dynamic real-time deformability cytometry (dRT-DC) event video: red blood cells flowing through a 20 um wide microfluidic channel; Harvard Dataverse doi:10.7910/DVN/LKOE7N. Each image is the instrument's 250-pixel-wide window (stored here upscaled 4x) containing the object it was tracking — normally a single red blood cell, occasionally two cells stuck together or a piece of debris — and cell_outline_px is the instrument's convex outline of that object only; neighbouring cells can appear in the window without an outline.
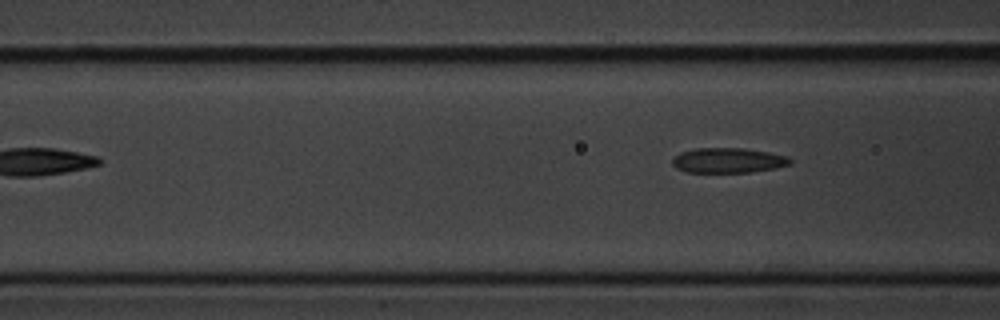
{"species": "common noctule bat (a hibernating species)", "species_latin": "Nyctalus noctula", "temperature_condition": "cold", "stored_images_in_passage": 7, "segment_of_instrument_passage": [1, 2], "camera_frame_rate_fps": 3000, "um_per_image_px": 0.085, "animal": {"sex": "male", "body_mass_g": 20.1, "forearm_length_mm": 53.5}, "frame": {"image": 1, "passage_image": 5, "time_ms": 1.333, "image_size_px": [1000, 320], "cell_outline_px": [[792, 164], [776, 168], [752, 172], [688, 172], [676, 168], [672, 164], [672, 160], [680, 152], [696, 148], [744, 148], [768, 152], [788, 156], [792, 160]], "centroid_in_image_um": [61.92, 13.63], "position_along_channel_um": 104.7, "area_um2": 17.22}}
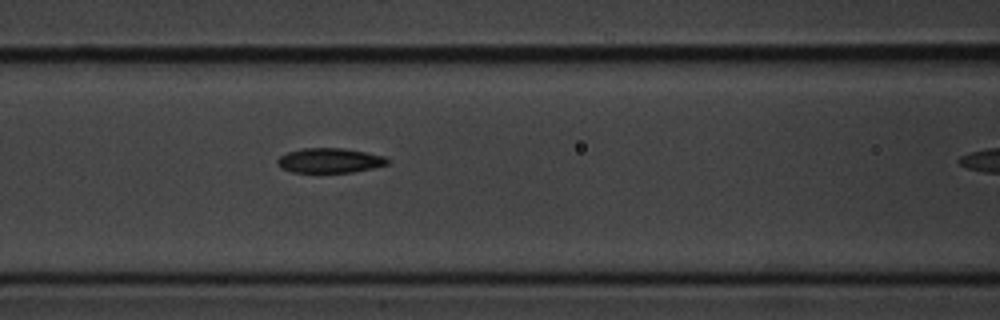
{"frame": {"image": 2, "passage_image": 6, "time_ms": 1.667, "image_size_px": [1000, 320], "cell_outline_px": [[388, 164], [372, 168], [352, 172], [292, 172], [280, 168], [276, 164], [276, 160], [280, 156], [288, 152], [300, 148], [344, 148], [384, 156], [388, 160]], "centroid_in_image_um": [27.97, 13.64], "position_along_channel_um": 138.6, "area_um2": 15.84}}